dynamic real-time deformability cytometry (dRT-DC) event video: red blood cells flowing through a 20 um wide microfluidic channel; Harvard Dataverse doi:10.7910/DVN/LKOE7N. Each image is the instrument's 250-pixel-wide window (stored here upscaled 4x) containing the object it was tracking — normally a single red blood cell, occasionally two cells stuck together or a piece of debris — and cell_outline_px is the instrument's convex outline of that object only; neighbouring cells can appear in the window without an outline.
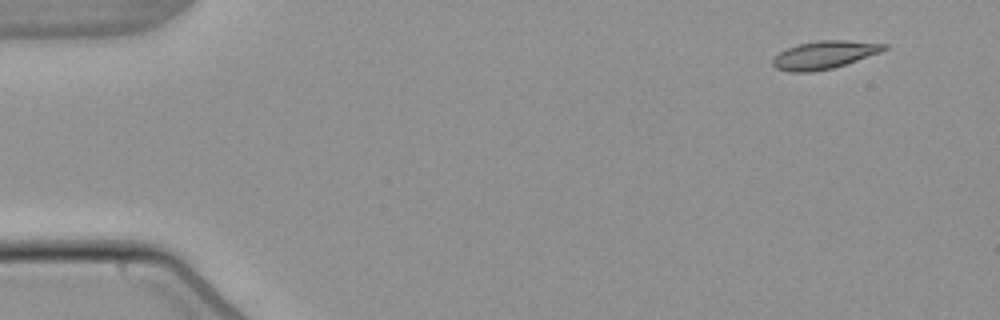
{"species": "common noctule bat (a hibernating species)", "species_latin": "Nyctalus noctula", "temperature_condition": "warm", "stored_images_in_passage": 50, "camera_frame_rate_fps": 3000, "um_per_image_px": 0.085, "animal": {"sex": "male", "body_mass_g": 21.5, "forearm_length_mm": 52.0}, "frame": {"image": 1, "passage_image": 1, "time_ms": 0.0, "image_size_px": [1000, 320], "cell_outline_px": [[888, 48], [880, 52], [832, 68], [812, 72], [788, 72], [776, 68], [772, 64], [772, 60], [780, 52], [796, 44], [820, 40], [848, 40], [888, 44]], "centroid_in_image_um": [70.05, 4.66], "position_along_channel_um": 15.0, "area_um2": 17.98}}
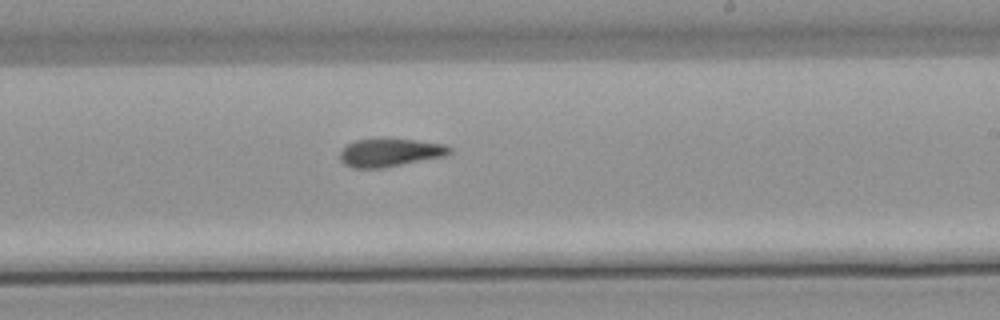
{"frame": {"image": 2, "passage_image": 29, "time_ms": 9.333, "image_size_px": [1000, 320], "cell_outline_px": [[452, 152], [444, 156], [384, 168], [352, 168], [344, 164], [340, 160], [340, 152], [348, 144], [356, 140], [416, 140], [444, 144], [452, 148]], "centroid_in_image_um": [33.16, 12.99], "position_along_channel_um": 255.8, "area_um2": 17.63}}
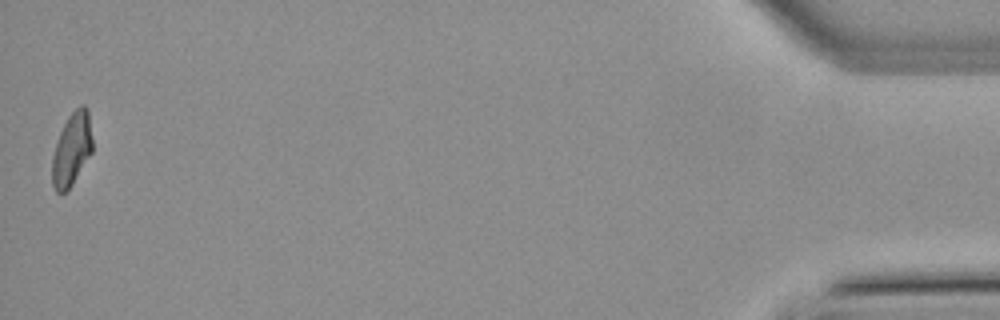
{"frame": {"image": 3, "passage_image": 50, "time_ms": 16.333, "image_size_px": [1000, 320], "cell_outline_px": [[92, 152], [72, 184], [64, 192], [56, 192], [52, 184], [52, 156], [60, 132], [68, 116], [80, 104], [84, 104], [88, 108], [92, 140]], "centroid_in_image_um": [6.1, 12.66], "position_along_channel_um": 429.1, "area_um2": 16.99}, "authors_computed_cell_mechanics": {"area_um2": 17.9758, "velocity_mm_per_s": 3.8356, "shape_relaxation_time_tau1_ms": null, "shape_relaxation_time_tau2_ms": 4.842, "deformation_change_tau1": null, "deformation_change_tau2": 0.1175}}